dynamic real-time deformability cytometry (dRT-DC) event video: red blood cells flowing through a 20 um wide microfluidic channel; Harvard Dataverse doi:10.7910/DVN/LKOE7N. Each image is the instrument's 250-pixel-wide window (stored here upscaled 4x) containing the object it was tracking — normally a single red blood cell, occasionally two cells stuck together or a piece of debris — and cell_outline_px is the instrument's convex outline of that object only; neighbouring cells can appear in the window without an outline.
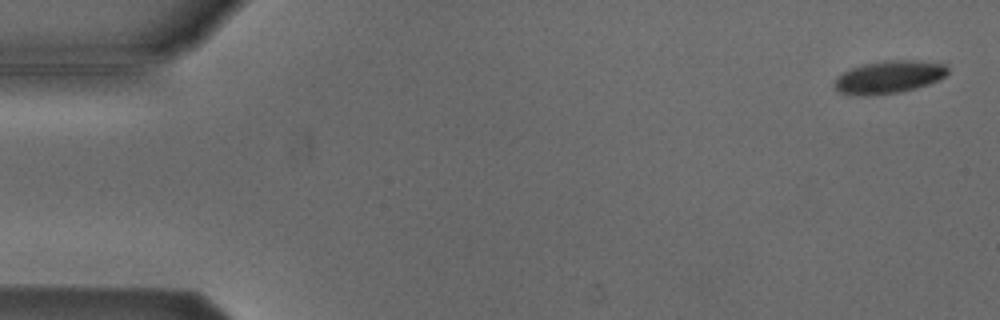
{"species": "Egyptian fruit bat (a non-hibernating species)", "species_latin": "Rousettus aegyptiacus", "temperature_condition": "cold", "stored_images_in_passage": 53, "camera_frame_rate_fps": 3000, "um_per_image_px": 0.085, "animal": {"sex": "male"}, "frame": {"image": 1, "passage_image": 2, "time_ms": 0.333, "image_size_px": [1000, 320], "cell_outline_px": [[948, 72], [940, 80], [916, 88], [900, 92], [864, 96], [840, 92], [832, 84], [836, 76], [852, 68], [864, 64], [884, 60], [920, 60], [948, 64]], "centroid_in_image_um": [75.59, 6.53], "position_along_channel_um": 9.4, "area_um2": 21.73}}
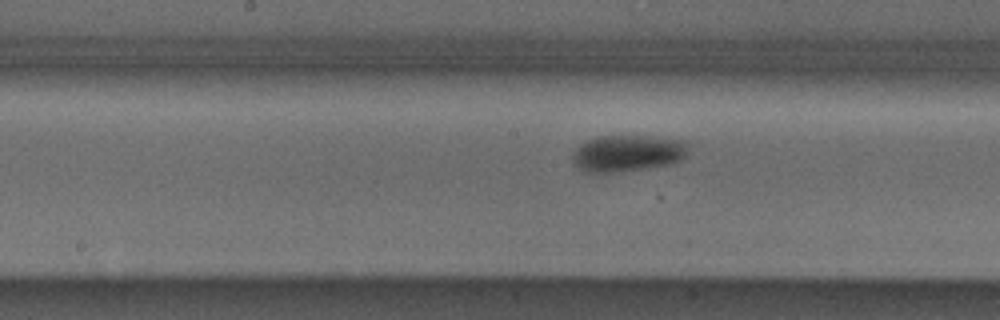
{"frame": {"image": 2, "passage_image": 27, "time_ms": 8.667, "image_size_px": [1000, 320], "cell_outline_px": [[688, 148], [684, 156], [680, 160], [672, 164], [644, 168], [612, 172], [584, 172], [572, 160], [572, 156], [576, 148], [580, 144], [588, 140], [600, 136], [648, 136], [684, 140], [688, 144]], "centroid_in_image_um": [53.35, 13.01], "position_along_channel_um": 194.8, "area_um2": 24.45}}
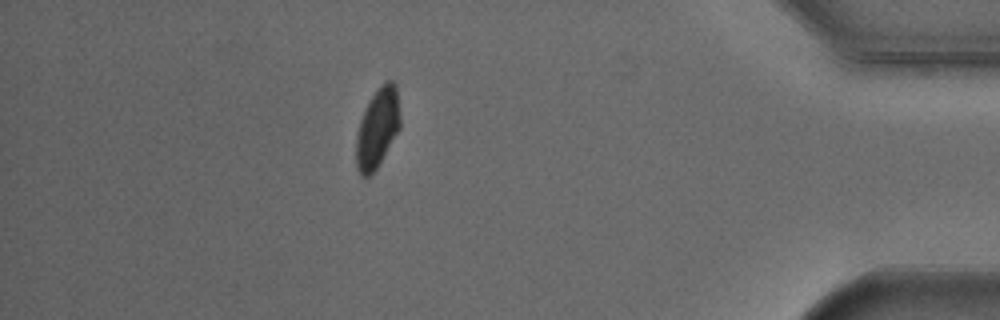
{"frame": {"image": 3, "passage_image": 47, "time_ms": 15.333, "image_size_px": [1000, 320], "cell_outline_px": [[400, 128], [376, 168], [368, 176], [360, 176], [356, 168], [356, 136], [360, 120], [372, 96], [380, 84], [384, 80], [392, 80], [396, 84], [400, 116]], "centroid_in_image_um": [32.08, 10.86], "position_along_channel_um": 403.1, "area_um2": 20.23}, "authors_computed_cell_mechanics": {"area_um2": 23.0044, "velocity_mm_per_s": 3.8325, "shape_relaxation_time_tau1_ms": 3.5886, "shape_relaxation_time_tau2_ms": null, "deformation_change_tau1": 0.083, "deformation_change_tau2": null}}